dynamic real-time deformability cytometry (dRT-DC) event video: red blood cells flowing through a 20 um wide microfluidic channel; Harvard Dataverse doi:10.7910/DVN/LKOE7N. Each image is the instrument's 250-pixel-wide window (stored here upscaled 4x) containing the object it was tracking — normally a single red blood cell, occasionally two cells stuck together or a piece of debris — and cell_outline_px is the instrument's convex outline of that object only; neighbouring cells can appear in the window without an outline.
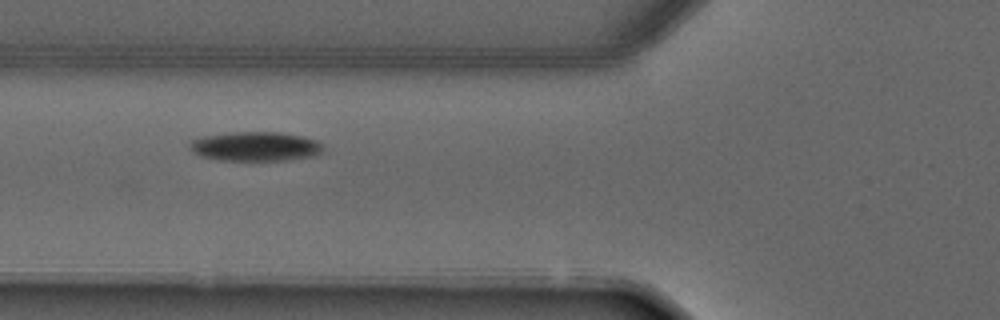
{"species": "common noctule bat (a hibernating species)", "species_latin": "Nyctalus noctula", "temperature_condition": "warm", "stored_images_in_passage": 4, "camera_frame_rate_fps": 3000, "um_per_image_px": 0.085, "animal": {"sex": "male", "forearm_length_mm": 52.5}, "frame": {"image": 1, "passage_image": 4, "time_ms": 4.667, "image_size_px": [1000, 320], "cell_outline_px": [[324, 148], [320, 152], [308, 156], [284, 160], [220, 160], [200, 156], [188, 148], [188, 144], [192, 140], [204, 136], [232, 132], [280, 132], [304, 136], [316, 140]], "centroid_in_image_um": [21.66, 12.43], "position_along_channel_um": 104.1, "area_um2": 22.6}}